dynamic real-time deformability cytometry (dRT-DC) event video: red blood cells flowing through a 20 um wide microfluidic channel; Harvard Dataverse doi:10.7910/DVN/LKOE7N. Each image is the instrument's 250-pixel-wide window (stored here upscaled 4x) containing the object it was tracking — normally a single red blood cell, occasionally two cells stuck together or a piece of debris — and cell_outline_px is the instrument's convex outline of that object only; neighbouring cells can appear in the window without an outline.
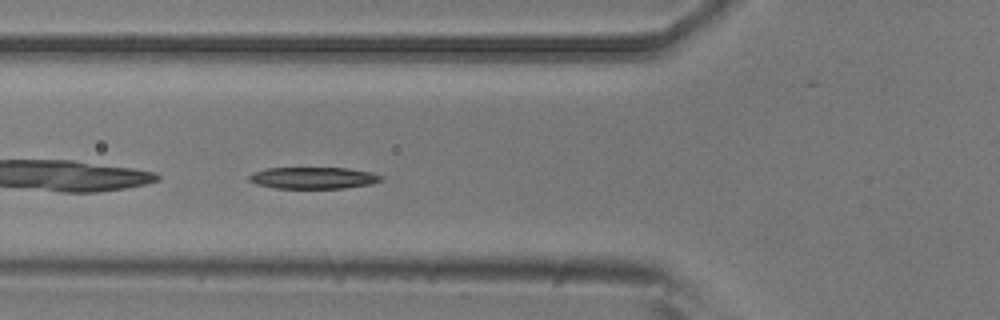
{"species": "common noctule bat (a hibernating species)", "species_latin": "Nyctalus noctula", "temperature_condition": "room temperature", "stored_images_in_passage": 6, "camera_frame_rate_fps": 3000, "um_per_image_px": 0.085, "animal": {"sex": "male", "body_mass_g": 20.5, "forearm_length_mm": 52.5}, "frame": {"image": 1, "passage_image": 6, "time_ms": 1.667, "image_size_px": [1000, 320], "cell_outline_px": [[384, 180], [372, 184], [344, 188], [276, 188], [256, 184], [248, 180], [248, 176], [252, 172], [264, 168], [348, 168], [372, 172], [384, 176]], "centroid_in_image_um": [26.65, 15.12], "position_along_channel_um": 99.1, "area_um2": 16.88}}